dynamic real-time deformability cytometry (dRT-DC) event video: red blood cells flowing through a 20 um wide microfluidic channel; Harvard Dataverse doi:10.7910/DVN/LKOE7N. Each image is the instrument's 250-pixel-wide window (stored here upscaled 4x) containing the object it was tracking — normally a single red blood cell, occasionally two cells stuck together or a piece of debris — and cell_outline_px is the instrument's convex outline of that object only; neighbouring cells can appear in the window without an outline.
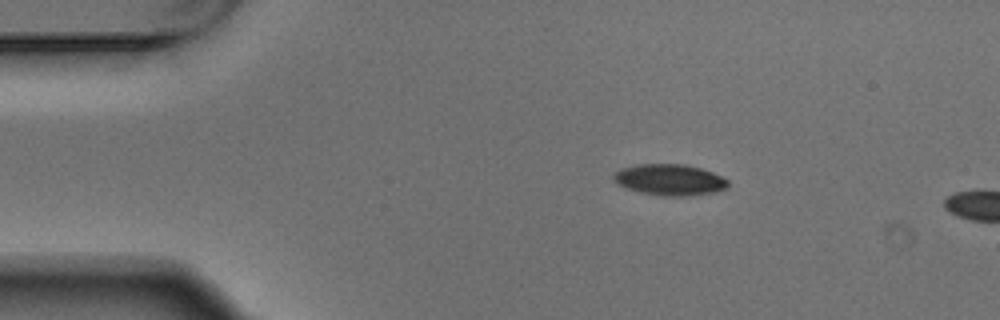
{"species": "Egyptian fruit bat (a non-hibernating species)", "species_latin": "Rousettus aegyptiacus", "temperature_condition": "warm", "stored_images_in_passage": 2, "camera_frame_rate_fps": 3000, "um_per_image_px": 0.085, "animal": {"sex": "male"}, "frame": {"image": 1, "passage_image": 1, "time_ms": 0.0, "image_size_px": [1000, 320], "cell_outline_px": [[728, 188], [712, 192], [684, 196], [660, 196], [640, 192], [628, 188], [612, 180], [612, 176], [620, 168], [636, 164], [684, 164], [700, 168], [712, 172], [728, 180]], "centroid_in_image_um": [56.9, 15.27], "position_along_channel_um": 28.1, "area_um2": 20.69}}